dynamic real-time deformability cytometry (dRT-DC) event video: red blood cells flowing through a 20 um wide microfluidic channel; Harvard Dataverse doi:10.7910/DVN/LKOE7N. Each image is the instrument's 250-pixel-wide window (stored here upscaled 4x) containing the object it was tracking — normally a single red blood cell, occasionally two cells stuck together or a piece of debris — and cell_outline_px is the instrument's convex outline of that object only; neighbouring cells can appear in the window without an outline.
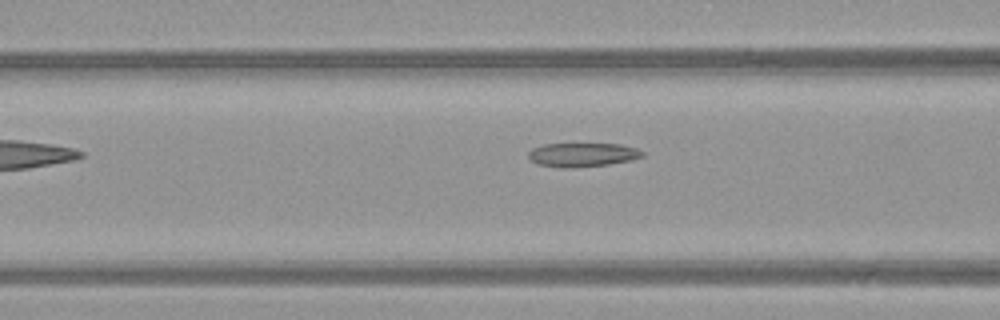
{"species": "common noctule bat (a hibernating species)", "species_latin": "Nyctalus noctula", "temperature_condition": "warm", "stored_images_in_passage": 12, "camera_frame_rate_fps": 3000, "um_per_image_px": 0.085, "animal": {"sex": "female", "body_mass_g": 21.9}, "frame": {"image": 1, "passage_image": 4, "time_ms": 1.0, "image_size_px": [1000, 320], "cell_outline_px": [[644, 156], [632, 160], [608, 164], [572, 168], [560, 168], [536, 164], [528, 156], [528, 152], [532, 148], [544, 144], [620, 144], [636, 148], [644, 152]], "centroid_in_image_um": [49.5, 13.16], "position_along_channel_um": 117.1, "area_um2": 15.95}}
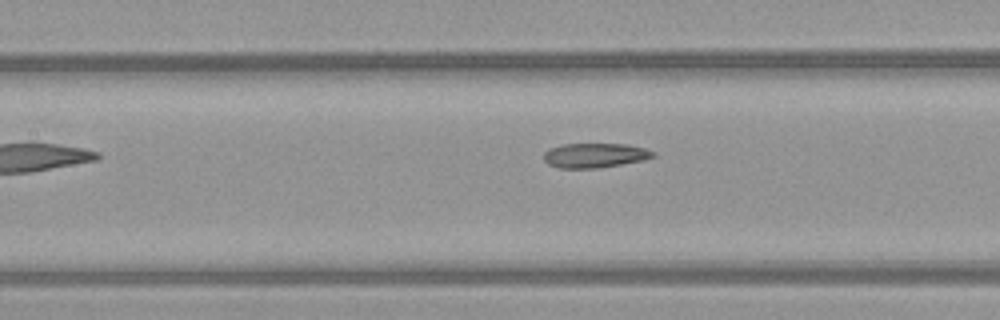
{"frame": {"image": 2, "passage_image": 7, "time_ms": 2.0, "image_size_px": [1000, 320], "cell_outline_px": [[656, 156], [644, 160], [596, 168], [560, 168], [548, 164], [544, 160], [544, 152], [548, 148], [564, 144], [628, 144], [644, 148], [656, 152]], "centroid_in_image_um": [50.57, 13.2], "position_along_channel_um": 156.8, "area_um2": 15.66}}